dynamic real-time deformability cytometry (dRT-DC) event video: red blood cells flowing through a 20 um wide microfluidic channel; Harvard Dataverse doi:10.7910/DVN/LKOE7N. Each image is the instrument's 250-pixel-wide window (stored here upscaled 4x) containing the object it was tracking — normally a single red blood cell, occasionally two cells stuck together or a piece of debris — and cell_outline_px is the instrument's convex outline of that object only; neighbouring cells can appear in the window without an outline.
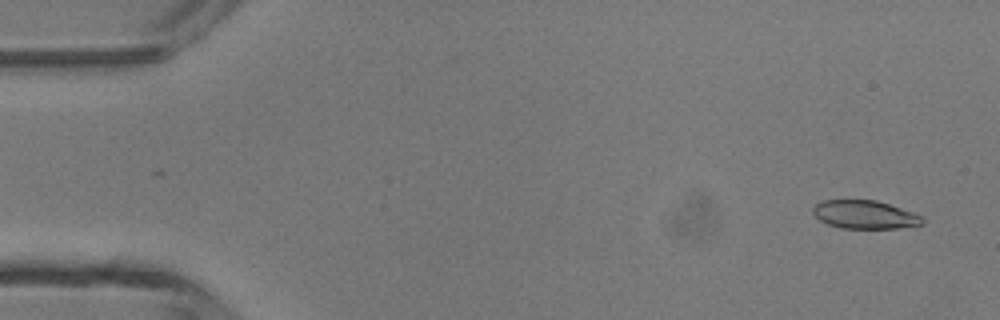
{"species": "common noctule bat (a hibernating species)", "species_latin": "Nyctalus noctula", "temperature_condition": "room temperature", "stored_images_in_passage": 46, "segment_of_instrument_passage": [1, 2], "camera_frame_rate_fps": 3000, "um_per_image_px": 0.085, "animal": {"sex": "male", "body_mass_g": 13.3}, "frame": {"image": 1, "passage_image": 1, "time_ms": 0.0, "image_size_px": [1000, 320], "cell_outline_px": [[924, 224], [896, 228], [840, 228], [828, 224], [820, 220], [812, 212], [812, 208], [816, 204], [824, 200], [876, 200], [924, 216]], "centroid_in_image_um": [73.51, 18.24], "position_along_channel_um": 11.5, "area_um2": 17.98}}
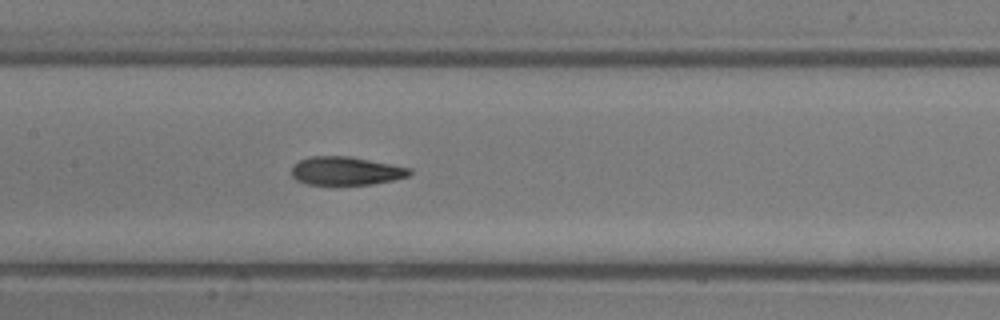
{"frame": {"image": 2, "passage_image": 21, "time_ms": 6.667, "image_size_px": [1000, 320], "cell_outline_px": [[412, 172], [408, 176], [392, 180], [372, 184], [308, 184], [296, 180], [292, 176], [292, 168], [300, 160], [312, 156], [348, 156], [412, 168]], "centroid_in_image_um": [29.42, 14.52], "position_along_channel_um": 178.0, "area_um2": 19.25}}
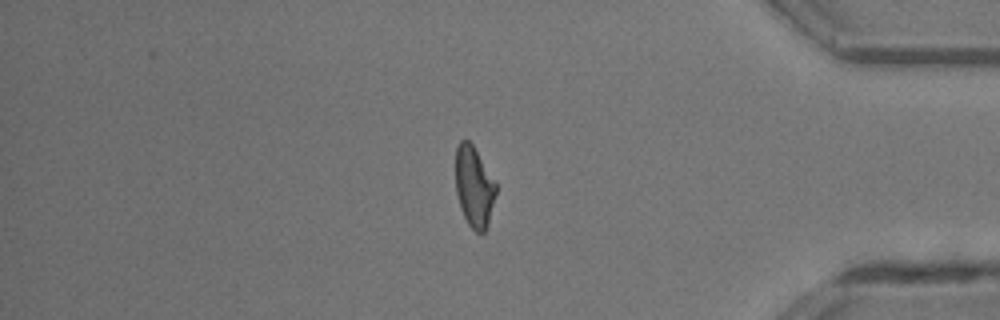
{"frame": {"image": 3, "passage_image": 38, "time_ms": 12.333, "image_size_px": [1000, 320], "cell_outline_px": [[496, 192], [488, 224], [484, 232], [476, 232], [468, 224], [460, 208], [456, 192], [456, 148], [460, 140], [468, 140], [472, 144], [496, 184]], "centroid_in_image_um": [40.28, 15.88], "position_along_channel_um": 394.9, "area_um2": 18.67}}